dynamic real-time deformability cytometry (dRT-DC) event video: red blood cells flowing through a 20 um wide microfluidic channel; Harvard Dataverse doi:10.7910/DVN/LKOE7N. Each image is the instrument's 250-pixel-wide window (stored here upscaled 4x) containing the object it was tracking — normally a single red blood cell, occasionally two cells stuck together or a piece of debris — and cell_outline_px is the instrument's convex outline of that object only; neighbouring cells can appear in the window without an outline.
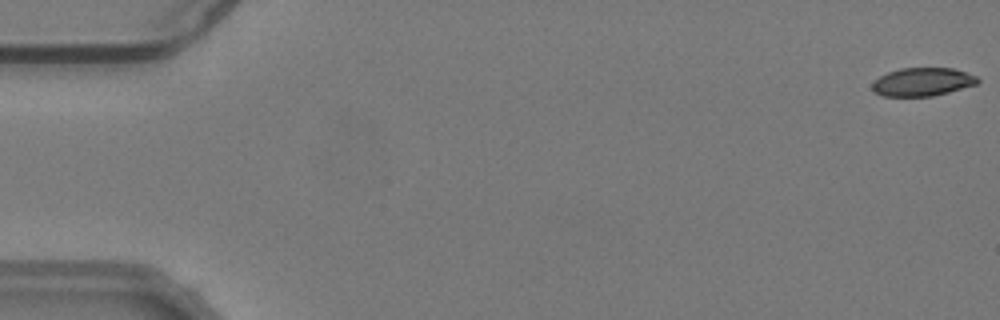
{"species": "common noctule bat (a hibernating species)", "species_latin": "Nyctalus noctula", "temperature_condition": "warm", "stored_images_in_passage": 56, "camera_frame_rate_fps": 3000, "um_per_image_px": 0.085, "animal": {"sex": "male", "body_mass_g": 19.2, "forearm_length_mm": 51.8}, "frame": {"image": 1, "passage_image": 1, "time_ms": 0.0, "image_size_px": [1000, 320], "cell_outline_px": [[980, 80], [976, 84], [948, 92], [932, 96], [884, 96], [876, 92], [872, 88], [872, 84], [880, 76], [888, 72], [900, 68], [952, 68], [976, 76]], "centroid_in_image_um": [78.41, 6.96], "position_along_channel_um": 6.6, "area_um2": 17.11}}
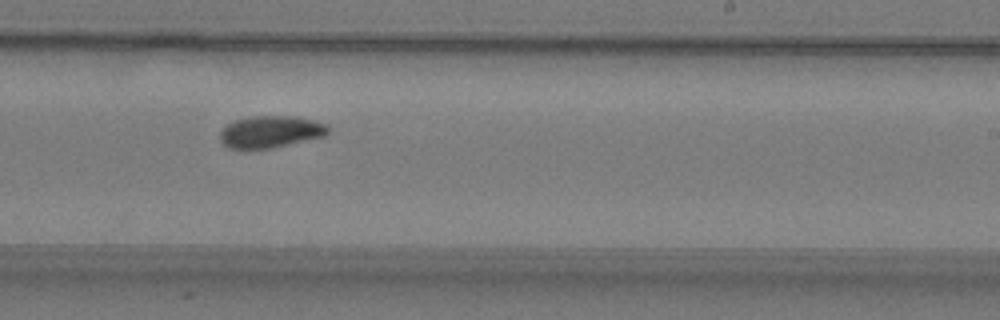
{"frame": {"image": 2, "passage_image": 35, "time_ms": 11.333, "image_size_px": [1000, 320], "cell_outline_px": [[328, 132], [324, 136], [272, 148], [228, 148], [220, 140], [220, 132], [228, 124], [236, 120], [252, 116], [296, 116], [328, 124]], "centroid_in_image_um": [23.01, 11.19], "position_along_channel_um": 266.0, "area_um2": 19.88}}
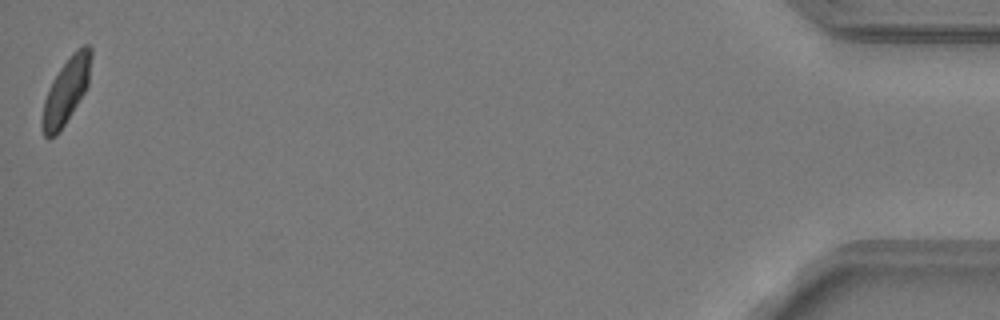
{"frame": {"image": 3, "passage_image": 56, "time_ms": 18.333, "image_size_px": [1000, 320], "cell_outline_px": [[92, 56], [88, 84], [84, 92], [64, 124], [56, 136], [48, 140], [44, 136], [40, 124], [40, 120], [44, 100], [48, 88], [52, 80], [60, 68], [72, 52], [76, 48], [84, 44], [88, 44], [92, 48]], "centroid_in_image_um": [5.6, 7.71], "position_along_channel_um": 429.6, "area_um2": 18.9}, "authors_computed_cell_mechanics": {"area_um2": 19.2763, "velocity_mm_per_s": 3.7492, "shape_relaxation_time_tau1_ms": 3.9351, "shape_relaxation_time_tau2_ms": 3.7887, "deformation_change_tau1": 0.096, "deformation_change_tau2": 0.0799}}